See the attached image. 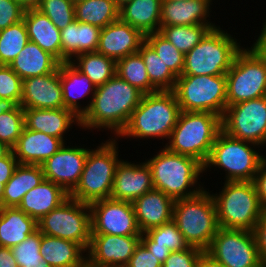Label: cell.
<instances>
[{
  "label": "cell",
  "mask_w": 266,
  "mask_h": 267,
  "mask_svg": "<svg viewBox=\"0 0 266 267\" xmlns=\"http://www.w3.org/2000/svg\"><path fill=\"white\" fill-rule=\"evenodd\" d=\"M24 109L18 105L14 110L0 114V140L13 148L24 128Z\"/></svg>",
  "instance_id": "44"
},
{
  "label": "cell",
  "mask_w": 266,
  "mask_h": 267,
  "mask_svg": "<svg viewBox=\"0 0 266 267\" xmlns=\"http://www.w3.org/2000/svg\"><path fill=\"white\" fill-rule=\"evenodd\" d=\"M100 30L97 26L77 20L61 29V63L70 62L81 53L96 52Z\"/></svg>",
  "instance_id": "26"
},
{
  "label": "cell",
  "mask_w": 266,
  "mask_h": 267,
  "mask_svg": "<svg viewBox=\"0 0 266 267\" xmlns=\"http://www.w3.org/2000/svg\"><path fill=\"white\" fill-rule=\"evenodd\" d=\"M145 42V35L138 29L118 19L100 30L97 52L115 62L137 53Z\"/></svg>",
  "instance_id": "19"
},
{
  "label": "cell",
  "mask_w": 266,
  "mask_h": 267,
  "mask_svg": "<svg viewBox=\"0 0 266 267\" xmlns=\"http://www.w3.org/2000/svg\"><path fill=\"white\" fill-rule=\"evenodd\" d=\"M25 8L13 0H0V30L23 20Z\"/></svg>",
  "instance_id": "47"
},
{
  "label": "cell",
  "mask_w": 266,
  "mask_h": 267,
  "mask_svg": "<svg viewBox=\"0 0 266 267\" xmlns=\"http://www.w3.org/2000/svg\"><path fill=\"white\" fill-rule=\"evenodd\" d=\"M23 80L9 65H0V99L15 101L20 105Z\"/></svg>",
  "instance_id": "45"
},
{
  "label": "cell",
  "mask_w": 266,
  "mask_h": 267,
  "mask_svg": "<svg viewBox=\"0 0 266 267\" xmlns=\"http://www.w3.org/2000/svg\"><path fill=\"white\" fill-rule=\"evenodd\" d=\"M180 106L173 91L144 94L128 123L115 137L140 139H169L179 114Z\"/></svg>",
  "instance_id": "2"
},
{
  "label": "cell",
  "mask_w": 266,
  "mask_h": 267,
  "mask_svg": "<svg viewBox=\"0 0 266 267\" xmlns=\"http://www.w3.org/2000/svg\"><path fill=\"white\" fill-rule=\"evenodd\" d=\"M145 234L157 245L167 246L171 252L182 251L190 247L173 220L149 229Z\"/></svg>",
  "instance_id": "43"
},
{
  "label": "cell",
  "mask_w": 266,
  "mask_h": 267,
  "mask_svg": "<svg viewBox=\"0 0 266 267\" xmlns=\"http://www.w3.org/2000/svg\"><path fill=\"white\" fill-rule=\"evenodd\" d=\"M66 145V146H65ZM89 149L64 145L41 164L45 180L52 181L70 193L78 184Z\"/></svg>",
  "instance_id": "17"
},
{
  "label": "cell",
  "mask_w": 266,
  "mask_h": 267,
  "mask_svg": "<svg viewBox=\"0 0 266 267\" xmlns=\"http://www.w3.org/2000/svg\"><path fill=\"white\" fill-rule=\"evenodd\" d=\"M75 16L78 22L102 29L119 19V7L114 0H82L75 3Z\"/></svg>",
  "instance_id": "35"
},
{
  "label": "cell",
  "mask_w": 266,
  "mask_h": 267,
  "mask_svg": "<svg viewBox=\"0 0 266 267\" xmlns=\"http://www.w3.org/2000/svg\"><path fill=\"white\" fill-rule=\"evenodd\" d=\"M42 233L37 230L20 244L11 247L19 267H51L40 254Z\"/></svg>",
  "instance_id": "41"
},
{
  "label": "cell",
  "mask_w": 266,
  "mask_h": 267,
  "mask_svg": "<svg viewBox=\"0 0 266 267\" xmlns=\"http://www.w3.org/2000/svg\"><path fill=\"white\" fill-rule=\"evenodd\" d=\"M80 267H95V266H92L91 264H89L87 261Z\"/></svg>",
  "instance_id": "61"
},
{
  "label": "cell",
  "mask_w": 266,
  "mask_h": 267,
  "mask_svg": "<svg viewBox=\"0 0 266 267\" xmlns=\"http://www.w3.org/2000/svg\"><path fill=\"white\" fill-rule=\"evenodd\" d=\"M0 267H19L11 248L0 247Z\"/></svg>",
  "instance_id": "54"
},
{
  "label": "cell",
  "mask_w": 266,
  "mask_h": 267,
  "mask_svg": "<svg viewBox=\"0 0 266 267\" xmlns=\"http://www.w3.org/2000/svg\"><path fill=\"white\" fill-rule=\"evenodd\" d=\"M18 164L13 151L6 157L0 158V180H9Z\"/></svg>",
  "instance_id": "52"
},
{
  "label": "cell",
  "mask_w": 266,
  "mask_h": 267,
  "mask_svg": "<svg viewBox=\"0 0 266 267\" xmlns=\"http://www.w3.org/2000/svg\"><path fill=\"white\" fill-rule=\"evenodd\" d=\"M261 206L266 211V158L261 162L253 179Z\"/></svg>",
  "instance_id": "50"
},
{
  "label": "cell",
  "mask_w": 266,
  "mask_h": 267,
  "mask_svg": "<svg viewBox=\"0 0 266 267\" xmlns=\"http://www.w3.org/2000/svg\"><path fill=\"white\" fill-rule=\"evenodd\" d=\"M29 41L24 20L0 30V65H9Z\"/></svg>",
  "instance_id": "39"
},
{
  "label": "cell",
  "mask_w": 266,
  "mask_h": 267,
  "mask_svg": "<svg viewBox=\"0 0 266 267\" xmlns=\"http://www.w3.org/2000/svg\"><path fill=\"white\" fill-rule=\"evenodd\" d=\"M257 148L260 146L233 138L221 130L203 165V172L207 168L217 167L225 171V181H253L261 162L266 158L259 154V150L257 152Z\"/></svg>",
  "instance_id": "9"
},
{
  "label": "cell",
  "mask_w": 266,
  "mask_h": 267,
  "mask_svg": "<svg viewBox=\"0 0 266 267\" xmlns=\"http://www.w3.org/2000/svg\"><path fill=\"white\" fill-rule=\"evenodd\" d=\"M225 75H181L173 92L181 111L224 115L227 107Z\"/></svg>",
  "instance_id": "10"
},
{
  "label": "cell",
  "mask_w": 266,
  "mask_h": 267,
  "mask_svg": "<svg viewBox=\"0 0 266 267\" xmlns=\"http://www.w3.org/2000/svg\"><path fill=\"white\" fill-rule=\"evenodd\" d=\"M208 24L160 26L159 33L183 54L192 50L211 30Z\"/></svg>",
  "instance_id": "38"
},
{
  "label": "cell",
  "mask_w": 266,
  "mask_h": 267,
  "mask_svg": "<svg viewBox=\"0 0 266 267\" xmlns=\"http://www.w3.org/2000/svg\"><path fill=\"white\" fill-rule=\"evenodd\" d=\"M206 252L225 267H265L253 231L219 227Z\"/></svg>",
  "instance_id": "14"
},
{
  "label": "cell",
  "mask_w": 266,
  "mask_h": 267,
  "mask_svg": "<svg viewBox=\"0 0 266 267\" xmlns=\"http://www.w3.org/2000/svg\"><path fill=\"white\" fill-rule=\"evenodd\" d=\"M202 252L203 250L193 246L182 251H173L165 259L162 267H196Z\"/></svg>",
  "instance_id": "46"
},
{
  "label": "cell",
  "mask_w": 266,
  "mask_h": 267,
  "mask_svg": "<svg viewBox=\"0 0 266 267\" xmlns=\"http://www.w3.org/2000/svg\"><path fill=\"white\" fill-rule=\"evenodd\" d=\"M74 4L76 3V2H79V1H82V0H71Z\"/></svg>",
  "instance_id": "62"
},
{
  "label": "cell",
  "mask_w": 266,
  "mask_h": 267,
  "mask_svg": "<svg viewBox=\"0 0 266 267\" xmlns=\"http://www.w3.org/2000/svg\"><path fill=\"white\" fill-rule=\"evenodd\" d=\"M18 104L13 100L0 99V114L14 110Z\"/></svg>",
  "instance_id": "56"
},
{
  "label": "cell",
  "mask_w": 266,
  "mask_h": 267,
  "mask_svg": "<svg viewBox=\"0 0 266 267\" xmlns=\"http://www.w3.org/2000/svg\"><path fill=\"white\" fill-rule=\"evenodd\" d=\"M44 179L41 165L18 164L5 184L2 207H18L24 195Z\"/></svg>",
  "instance_id": "33"
},
{
  "label": "cell",
  "mask_w": 266,
  "mask_h": 267,
  "mask_svg": "<svg viewBox=\"0 0 266 267\" xmlns=\"http://www.w3.org/2000/svg\"><path fill=\"white\" fill-rule=\"evenodd\" d=\"M265 21V22H264ZM263 21L261 32L252 44V47L259 53V55L266 61V20Z\"/></svg>",
  "instance_id": "53"
},
{
  "label": "cell",
  "mask_w": 266,
  "mask_h": 267,
  "mask_svg": "<svg viewBox=\"0 0 266 267\" xmlns=\"http://www.w3.org/2000/svg\"><path fill=\"white\" fill-rule=\"evenodd\" d=\"M117 139L111 137L89 149L80 180L69 197L84 203L110 198L118 159Z\"/></svg>",
  "instance_id": "5"
},
{
  "label": "cell",
  "mask_w": 266,
  "mask_h": 267,
  "mask_svg": "<svg viewBox=\"0 0 266 267\" xmlns=\"http://www.w3.org/2000/svg\"><path fill=\"white\" fill-rule=\"evenodd\" d=\"M141 233L172 220L174 200L164 192L153 189L132 202Z\"/></svg>",
  "instance_id": "22"
},
{
  "label": "cell",
  "mask_w": 266,
  "mask_h": 267,
  "mask_svg": "<svg viewBox=\"0 0 266 267\" xmlns=\"http://www.w3.org/2000/svg\"><path fill=\"white\" fill-rule=\"evenodd\" d=\"M11 151L12 148L0 140V158L6 157Z\"/></svg>",
  "instance_id": "58"
},
{
  "label": "cell",
  "mask_w": 266,
  "mask_h": 267,
  "mask_svg": "<svg viewBox=\"0 0 266 267\" xmlns=\"http://www.w3.org/2000/svg\"><path fill=\"white\" fill-rule=\"evenodd\" d=\"M145 162L151 170L154 189L164 192L174 201L193 197L204 189L197 182L204 173L203 165L193 157L164 147Z\"/></svg>",
  "instance_id": "3"
},
{
  "label": "cell",
  "mask_w": 266,
  "mask_h": 267,
  "mask_svg": "<svg viewBox=\"0 0 266 267\" xmlns=\"http://www.w3.org/2000/svg\"><path fill=\"white\" fill-rule=\"evenodd\" d=\"M138 53L147 68L150 83L158 91H173L177 77L167 68L146 41L141 45Z\"/></svg>",
  "instance_id": "37"
},
{
  "label": "cell",
  "mask_w": 266,
  "mask_h": 267,
  "mask_svg": "<svg viewBox=\"0 0 266 267\" xmlns=\"http://www.w3.org/2000/svg\"><path fill=\"white\" fill-rule=\"evenodd\" d=\"M19 3L25 9L37 8L40 0H13Z\"/></svg>",
  "instance_id": "57"
},
{
  "label": "cell",
  "mask_w": 266,
  "mask_h": 267,
  "mask_svg": "<svg viewBox=\"0 0 266 267\" xmlns=\"http://www.w3.org/2000/svg\"><path fill=\"white\" fill-rule=\"evenodd\" d=\"M221 125L233 138L266 146V96L227 106Z\"/></svg>",
  "instance_id": "13"
},
{
  "label": "cell",
  "mask_w": 266,
  "mask_h": 267,
  "mask_svg": "<svg viewBox=\"0 0 266 267\" xmlns=\"http://www.w3.org/2000/svg\"><path fill=\"white\" fill-rule=\"evenodd\" d=\"M212 4V0H162L160 26L208 24L216 28L208 18Z\"/></svg>",
  "instance_id": "21"
},
{
  "label": "cell",
  "mask_w": 266,
  "mask_h": 267,
  "mask_svg": "<svg viewBox=\"0 0 266 267\" xmlns=\"http://www.w3.org/2000/svg\"><path fill=\"white\" fill-rule=\"evenodd\" d=\"M116 75L138 89L143 94L157 92L150 83L147 68L141 55L133 53L116 62Z\"/></svg>",
  "instance_id": "36"
},
{
  "label": "cell",
  "mask_w": 266,
  "mask_h": 267,
  "mask_svg": "<svg viewBox=\"0 0 266 267\" xmlns=\"http://www.w3.org/2000/svg\"><path fill=\"white\" fill-rule=\"evenodd\" d=\"M125 267H162L161 262L141 242Z\"/></svg>",
  "instance_id": "48"
},
{
  "label": "cell",
  "mask_w": 266,
  "mask_h": 267,
  "mask_svg": "<svg viewBox=\"0 0 266 267\" xmlns=\"http://www.w3.org/2000/svg\"><path fill=\"white\" fill-rule=\"evenodd\" d=\"M39 252L51 267H80L87 261V251L80 244L46 234H42Z\"/></svg>",
  "instance_id": "29"
},
{
  "label": "cell",
  "mask_w": 266,
  "mask_h": 267,
  "mask_svg": "<svg viewBox=\"0 0 266 267\" xmlns=\"http://www.w3.org/2000/svg\"><path fill=\"white\" fill-rule=\"evenodd\" d=\"M145 41L157 53L167 68L176 76L182 75L184 54L172 45L159 32L145 35Z\"/></svg>",
  "instance_id": "40"
},
{
  "label": "cell",
  "mask_w": 266,
  "mask_h": 267,
  "mask_svg": "<svg viewBox=\"0 0 266 267\" xmlns=\"http://www.w3.org/2000/svg\"><path fill=\"white\" fill-rule=\"evenodd\" d=\"M141 243L156 256V258L163 264L165 259L169 256L171 251L167 246L157 245L145 233H141Z\"/></svg>",
  "instance_id": "51"
},
{
  "label": "cell",
  "mask_w": 266,
  "mask_h": 267,
  "mask_svg": "<svg viewBox=\"0 0 266 267\" xmlns=\"http://www.w3.org/2000/svg\"><path fill=\"white\" fill-rule=\"evenodd\" d=\"M153 189L151 170L145 161L136 164L121 160L115 171L110 198L133 202Z\"/></svg>",
  "instance_id": "20"
},
{
  "label": "cell",
  "mask_w": 266,
  "mask_h": 267,
  "mask_svg": "<svg viewBox=\"0 0 266 267\" xmlns=\"http://www.w3.org/2000/svg\"><path fill=\"white\" fill-rule=\"evenodd\" d=\"M8 180H0V208H2V198L4 194L5 184Z\"/></svg>",
  "instance_id": "59"
},
{
  "label": "cell",
  "mask_w": 266,
  "mask_h": 267,
  "mask_svg": "<svg viewBox=\"0 0 266 267\" xmlns=\"http://www.w3.org/2000/svg\"><path fill=\"white\" fill-rule=\"evenodd\" d=\"M20 106L23 109L64 108L60 82V64L59 67L50 74L29 77L23 80Z\"/></svg>",
  "instance_id": "18"
},
{
  "label": "cell",
  "mask_w": 266,
  "mask_h": 267,
  "mask_svg": "<svg viewBox=\"0 0 266 267\" xmlns=\"http://www.w3.org/2000/svg\"><path fill=\"white\" fill-rule=\"evenodd\" d=\"M24 124L27 129L43 132L66 142L65 133L73 128V124L80 128V118L66 108L24 109Z\"/></svg>",
  "instance_id": "25"
},
{
  "label": "cell",
  "mask_w": 266,
  "mask_h": 267,
  "mask_svg": "<svg viewBox=\"0 0 266 267\" xmlns=\"http://www.w3.org/2000/svg\"><path fill=\"white\" fill-rule=\"evenodd\" d=\"M221 191L211 194L218 226L224 229L253 231L265 212L253 181H225Z\"/></svg>",
  "instance_id": "6"
},
{
  "label": "cell",
  "mask_w": 266,
  "mask_h": 267,
  "mask_svg": "<svg viewBox=\"0 0 266 267\" xmlns=\"http://www.w3.org/2000/svg\"><path fill=\"white\" fill-rule=\"evenodd\" d=\"M68 198L69 193L63 187L44 179L24 195L18 208L38 222Z\"/></svg>",
  "instance_id": "27"
},
{
  "label": "cell",
  "mask_w": 266,
  "mask_h": 267,
  "mask_svg": "<svg viewBox=\"0 0 266 267\" xmlns=\"http://www.w3.org/2000/svg\"><path fill=\"white\" fill-rule=\"evenodd\" d=\"M140 242L141 235L91 234L87 262L95 267H125Z\"/></svg>",
  "instance_id": "16"
},
{
  "label": "cell",
  "mask_w": 266,
  "mask_h": 267,
  "mask_svg": "<svg viewBox=\"0 0 266 267\" xmlns=\"http://www.w3.org/2000/svg\"><path fill=\"white\" fill-rule=\"evenodd\" d=\"M253 233L260 259L266 267V211L255 225Z\"/></svg>",
  "instance_id": "49"
},
{
  "label": "cell",
  "mask_w": 266,
  "mask_h": 267,
  "mask_svg": "<svg viewBox=\"0 0 266 267\" xmlns=\"http://www.w3.org/2000/svg\"><path fill=\"white\" fill-rule=\"evenodd\" d=\"M60 82L64 108L72 111L81 119L90 107L96 87L86 75L78 71L70 62L60 63ZM90 93L89 103L82 107L80 99H84Z\"/></svg>",
  "instance_id": "24"
},
{
  "label": "cell",
  "mask_w": 266,
  "mask_h": 267,
  "mask_svg": "<svg viewBox=\"0 0 266 267\" xmlns=\"http://www.w3.org/2000/svg\"><path fill=\"white\" fill-rule=\"evenodd\" d=\"M131 0H114L115 4L120 8L123 4L126 2H129Z\"/></svg>",
  "instance_id": "60"
},
{
  "label": "cell",
  "mask_w": 266,
  "mask_h": 267,
  "mask_svg": "<svg viewBox=\"0 0 266 267\" xmlns=\"http://www.w3.org/2000/svg\"><path fill=\"white\" fill-rule=\"evenodd\" d=\"M226 86L227 106L266 96V61L252 46L235 55Z\"/></svg>",
  "instance_id": "11"
},
{
  "label": "cell",
  "mask_w": 266,
  "mask_h": 267,
  "mask_svg": "<svg viewBox=\"0 0 266 267\" xmlns=\"http://www.w3.org/2000/svg\"><path fill=\"white\" fill-rule=\"evenodd\" d=\"M70 63L86 75L95 87L105 84L116 74V62L97 51L81 53Z\"/></svg>",
  "instance_id": "34"
},
{
  "label": "cell",
  "mask_w": 266,
  "mask_h": 267,
  "mask_svg": "<svg viewBox=\"0 0 266 267\" xmlns=\"http://www.w3.org/2000/svg\"><path fill=\"white\" fill-rule=\"evenodd\" d=\"M172 220L189 246L206 251L219 226L212 195L203 189L199 194L174 201Z\"/></svg>",
  "instance_id": "7"
},
{
  "label": "cell",
  "mask_w": 266,
  "mask_h": 267,
  "mask_svg": "<svg viewBox=\"0 0 266 267\" xmlns=\"http://www.w3.org/2000/svg\"><path fill=\"white\" fill-rule=\"evenodd\" d=\"M162 0H131L119 8V19L144 35L159 32Z\"/></svg>",
  "instance_id": "32"
},
{
  "label": "cell",
  "mask_w": 266,
  "mask_h": 267,
  "mask_svg": "<svg viewBox=\"0 0 266 267\" xmlns=\"http://www.w3.org/2000/svg\"><path fill=\"white\" fill-rule=\"evenodd\" d=\"M221 130V117L217 114L181 111L169 141L163 147L193 157L204 165Z\"/></svg>",
  "instance_id": "4"
},
{
  "label": "cell",
  "mask_w": 266,
  "mask_h": 267,
  "mask_svg": "<svg viewBox=\"0 0 266 267\" xmlns=\"http://www.w3.org/2000/svg\"><path fill=\"white\" fill-rule=\"evenodd\" d=\"M220 26L211 29L189 52L184 54L182 75H225L235 55L243 48Z\"/></svg>",
  "instance_id": "8"
},
{
  "label": "cell",
  "mask_w": 266,
  "mask_h": 267,
  "mask_svg": "<svg viewBox=\"0 0 266 267\" xmlns=\"http://www.w3.org/2000/svg\"><path fill=\"white\" fill-rule=\"evenodd\" d=\"M59 64L53 55L29 41L9 66L24 80L50 74L59 67Z\"/></svg>",
  "instance_id": "30"
},
{
  "label": "cell",
  "mask_w": 266,
  "mask_h": 267,
  "mask_svg": "<svg viewBox=\"0 0 266 267\" xmlns=\"http://www.w3.org/2000/svg\"><path fill=\"white\" fill-rule=\"evenodd\" d=\"M196 267H225L220 262L216 261L206 251L200 254Z\"/></svg>",
  "instance_id": "55"
},
{
  "label": "cell",
  "mask_w": 266,
  "mask_h": 267,
  "mask_svg": "<svg viewBox=\"0 0 266 267\" xmlns=\"http://www.w3.org/2000/svg\"><path fill=\"white\" fill-rule=\"evenodd\" d=\"M38 230V222L18 207L0 208V247L20 244Z\"/></svg>",
  "instance_id": "31"
},
{
  "label": "cell",
  "mask_w": 266,
  "mask_h": 267,
  "mask_svg": "<svg viewBox=\"0 0 266 267\" xmlns=\"http://www.w3.org/2000/svg\"><path fill=\"white\" fill-rule=\"evenodd\" d=\"M23 20L29 40L61 63V33L54 23L37 8L25 9Z\"/></svg>",
  "instance_id": "28"
},
{
  "label": "cell",
  "mask_w": 266,
  "mask_h": 267,
  "mask_svg": "<svg viewBox=\"0 0 266 267\" xmlns=\"http://www.w3.org/2000/svg\"><path fill=\"white\" fill-rule=\"evenodd\" d=\"M64 143L60 138L43 132L32 131L24 126L12 151L19 164L41 165L56 153Z\"/></svg>",
  "instance_id": "23"
},
{
  "label": "cell",
  "mask_w": 266,
  "mask_h": 267,
  "mask_svg": "<svg viewBox=\"0 0 266 267\" xmlns=\"http://www.w3.org/2000/svg\"><path fill=\"white\" fill-rule=\"evenodd\" d=\"M42 234L74 241L86 251L91 238V208L88 203L68 198L38 221Z\"/></svg>",
  "instance_id": "12"
},
{
  "label": "cell",
  "mask_w": 266,
  "mask_h": 267,
  "mask_svg": "<svg viewBox=\"0 0 266 267\" xmlns=\"http://www.w3.org/2000/svg\"><path fill=\"white\" fill-rule=\"evenodd\" d=\"M89 205L91 234L141 235L132 202L105 198Z\"/></svg>",
  "instance_id": "15"
},
{
  "label": "cell",
  "mask_w": 266,
  "mask_h": 267,
  "mask_svg": "<svg viewBox=\"0 0 266 267\" xmlns=\"http://www.w3.org/2000/svg\"><path fill=\"white\" fill-rule=\"evenodd\" d=\"M143 93L118 75L96 87L87 112L80 119V129L110 130L117 137L138 107Z\"/></svg>",
  "instance_id": "1"
},
{
  "label": "cell",
  "mask_w": 266,
  "mask_h": 267,
  "mask_svg": "<svg viewBox=\"0 0 266 267\" xmlns=\"http://www.w3.org/2000/svg\"><path fill=\"white\" fill-rule=\"evenodd\" d=\"M37 9L45 14L59 30L76 20L75 4L71 0H40Z\"/></svg>",
  "instance_id": "42"
}]
</instances>
